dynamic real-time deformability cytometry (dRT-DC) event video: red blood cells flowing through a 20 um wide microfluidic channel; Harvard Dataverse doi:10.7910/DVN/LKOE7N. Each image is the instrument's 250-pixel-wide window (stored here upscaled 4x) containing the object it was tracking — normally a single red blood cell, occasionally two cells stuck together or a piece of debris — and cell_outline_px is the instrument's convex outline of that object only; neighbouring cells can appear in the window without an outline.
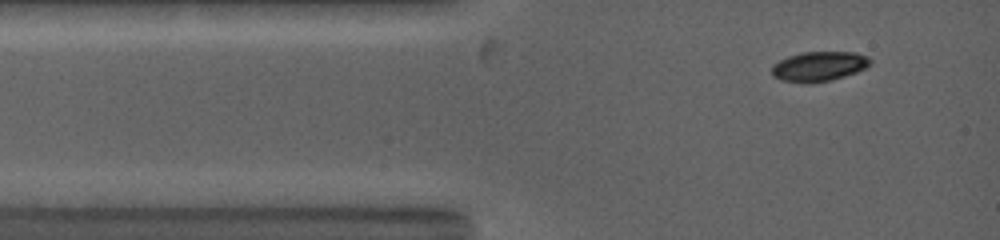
{"species": "common noctule bat (a hibernating species)", "species_latin": "Nyctalus noctula", "temperature_condition": "warm", "stored_images_in_passage": 36, "camera_frame_rate_fps": 5000, "um_per_image_px": 0.085, "animal": {"sex": "female", "body_mass_g": 19.0, "forearm_length_mm": 53.3}, "frame": {"image": 1, "passage_image": 3, "time_ms": 0.6, "image_size_px": [1000, 240], "cell_outline_px": [[872, 64], [856, 72], [832, 80], [808, 84], [780, 80], [772, 76], [772, 64], [788, 56], [800, 52], [856, 52], [868, 56], [872, 60]], "centroid_in_image_um": [69.61, 5.64], "position_along_channel_um": 15.4, "area_um2": 17.34}}
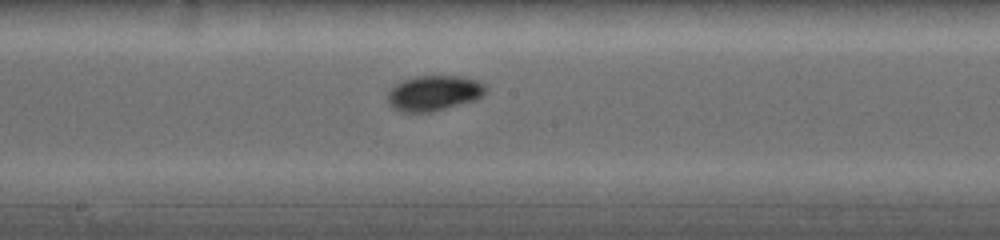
{"frame": {"image": 2, "passage_image": 18, "time_ms": 6.2, "image_size_px": [1000, 240], "cell_outline_px": [[488, 88], [476, 100], [432, 112], [400, 112], [392, 108], [388, 104], [388, 92], [396, 84], [404, 80], [416, 76], [464, 76], [476, 80], [484, 84]], "centroid_in_image_um": [36.87, 7.92], "position_along_channel_um": 211.3, "area_um2": 20.23}}
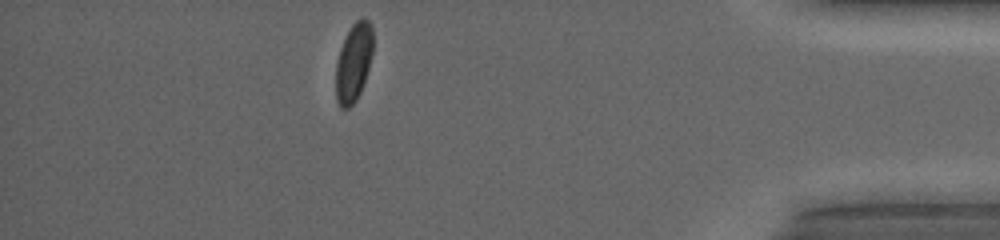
{"frame": {"image": 3, "passage_image": 35, "time_ms": 12.2, "image_size_px": [1000, 240], "cell_outline_px": [[372, 52], [368, 68], [360, 92], [356, 100], [348, 108], [340, 108], [336, 100], [336, 64], [340, 48], [352, 24], [356, 20], [364, 16], [368, 20], [372, 28]], "centroid_in_image_um": [30.04, 5.3], "position_along_channel_um": 405.2, "area_um2": 16.76}}